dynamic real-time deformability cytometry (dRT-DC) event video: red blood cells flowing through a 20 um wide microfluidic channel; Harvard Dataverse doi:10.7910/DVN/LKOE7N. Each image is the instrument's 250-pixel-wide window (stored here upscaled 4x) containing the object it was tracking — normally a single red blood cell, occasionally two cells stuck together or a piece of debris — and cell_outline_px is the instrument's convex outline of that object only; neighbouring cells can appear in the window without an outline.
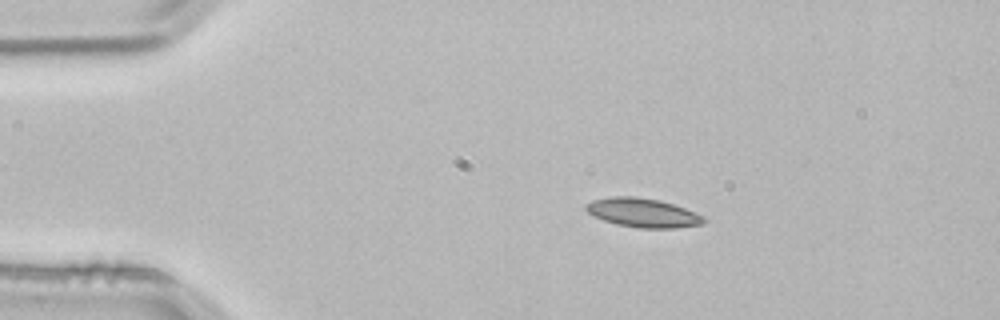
{"species": "common noctule bat (a hibernating species)", "species_latin": "Nyctalus noctula", "temperature_condition": "room temperature", "stored_images_in_passage": 2, "camera_frame_rate_fps": 3000, "um_per_image_px": 0.085, "animal": {"sex": "male", "body_mass_g": 21.5, "forearm_length_mm": 52.0}, "frame": {"image": 1, "passage_image": 1, "time_ms": 0.0, "image_size_px": [1000, 320], "cell_outline_px": [[708, 220], [700, 224], [676, 228], [636, 228], [616, 224], [604, 220], [588, 212], [584, 208], [584, 204], [592, 200], [612, 196], [636, 196], [660, 200], [684, 208], [704, 216]], "centroid_in_image_um": [54.63, 18.08], "position_along_channel_um": 30.4, "area_um2": 19.94}}